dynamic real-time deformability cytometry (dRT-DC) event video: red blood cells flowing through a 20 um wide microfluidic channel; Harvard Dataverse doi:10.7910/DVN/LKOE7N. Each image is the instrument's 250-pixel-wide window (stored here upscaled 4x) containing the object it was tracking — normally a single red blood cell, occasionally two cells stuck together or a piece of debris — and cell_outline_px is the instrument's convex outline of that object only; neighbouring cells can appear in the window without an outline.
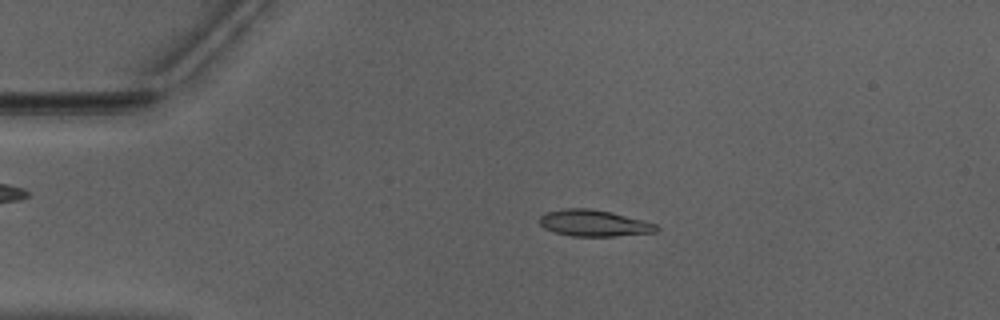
{"species": "Egyptian fruit bat (a non-hibernating species)", "species_latin": "Rousettus aegyptiacus", "temperature_condition": "warm", "stored_images_in_passage": 51, "camera_frame_rate_fps": 3000, "um_per_image_px": 0.085, "animal": {"sex": "male"}, "frame": {"image": 1, "passage_image": 10, "time_ms": 3.0, "image_size_px": [1000, 320], "cell_outline_px": [[660, 228], [656, 232], [616, 236], [572, 236], [556, 232], [544, 228], [540, 224], [540, 216], [544, 212], [564, 208], [588, 208], [612, 212], [656, 224]], "centroid_in_image_um": [50.47, 18.96], "position_along_channel_um": 34.5, "area_um2": 17.98}}
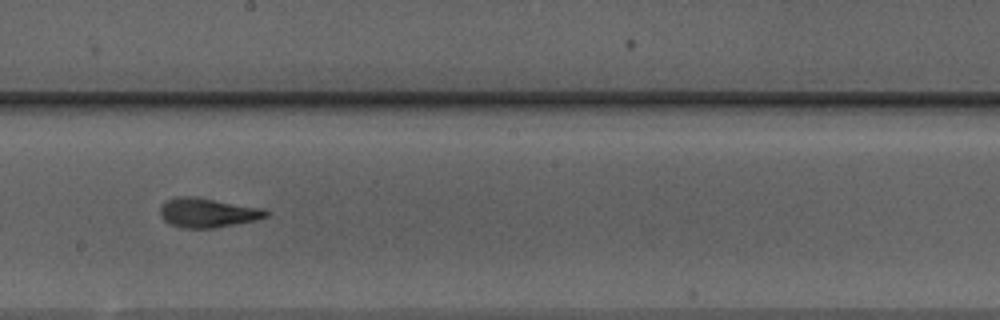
{"frame": {"image": 2, "passage_image": 28, "time_ms": 9.0, "image_size_px": [1000, 320], "cell_outline_px": [[268, 216], [256, 220], [216, 228], [184, 228], [172, 224], [164, 220], [160, 216], [160, 208], [168, 200], [180, 196], [192, 196], [264, 208], [268, 212]], "centroid_in_image_um": [17.68, 18.09], "position_along_channel_um": 230.5, "area_um2": 17.98}}
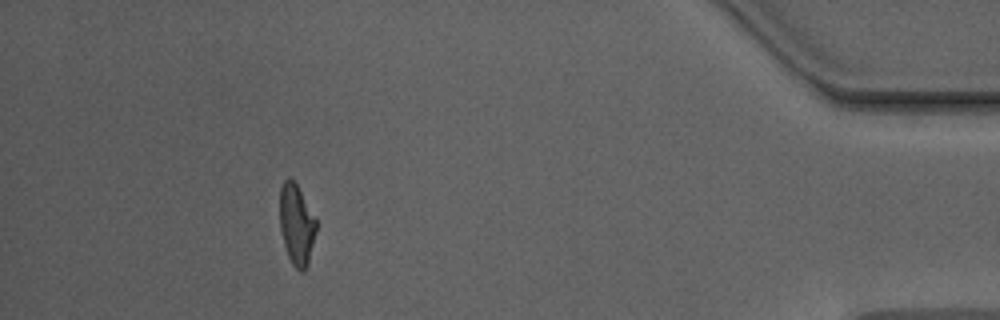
{"frame": {"image": 3, "passage_image": 46, "time_ms": 15.0, "image_size_px": [1000, 320], "cell_outline_px": [[316, 232], [308, 264], [304, 272], [300, 272], [292, 264], [288, 256], [284, 244], [280, 228], [280, 188], [284, 180], [288, 176], [296, 184], [316, 220]], "centroid_in_image_um": [25.2, 19.12], "position_along_channel_um": 410.0, "area_um2": 16.94}, "authors_computed_cell_mechanics": {"area_um2": 17.629, "velocity_mm_per_s": 3.975, "shape_relaxation_time_tau1_ms": 3.6096, "shape_relaxation_time_tau2_ms": 1.8268, "deformation_change_tau1": 0.1663, "deformation_change_tau2": 0.0897}}